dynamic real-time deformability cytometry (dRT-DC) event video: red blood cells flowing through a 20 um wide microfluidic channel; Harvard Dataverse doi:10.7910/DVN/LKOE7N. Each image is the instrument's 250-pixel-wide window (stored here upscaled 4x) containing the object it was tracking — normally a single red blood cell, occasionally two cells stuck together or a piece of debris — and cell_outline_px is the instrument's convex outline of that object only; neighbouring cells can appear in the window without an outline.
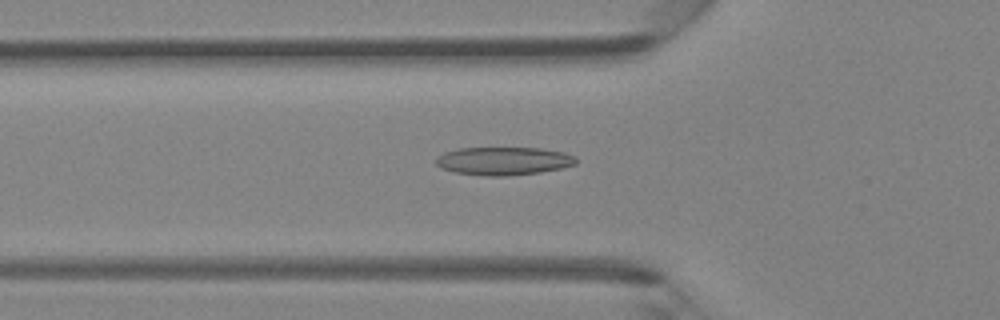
{"species": "Egyptian fruit bat (a non-hibernating species)", "species_latin": "Rousettus aegyptiacus", "temperature_condition": "room temperature", "stored_images_in_passage": 45, "camera_frame_rate_fps": 3000, "um_per_image_px": 0.085, "animal": {"sex": "female"}, "frame": {"image": 1, "passage_image": 14, "time_ms": 4.333, "image_size_px": [1000, 320], "cell_outline_px": [[576, 164], [560, 168], [540, 172], [508, 176], [484, 176], [456, 172], [440, 168], [436, 164], [436, 160], [444, 152], [456, 148], [540, 148], [564, 152], [576, 156]], "centroid_in_image_um": [42.81, 13.68], "position_along_channel_um": 83.0, "area_um2": 22.95}}
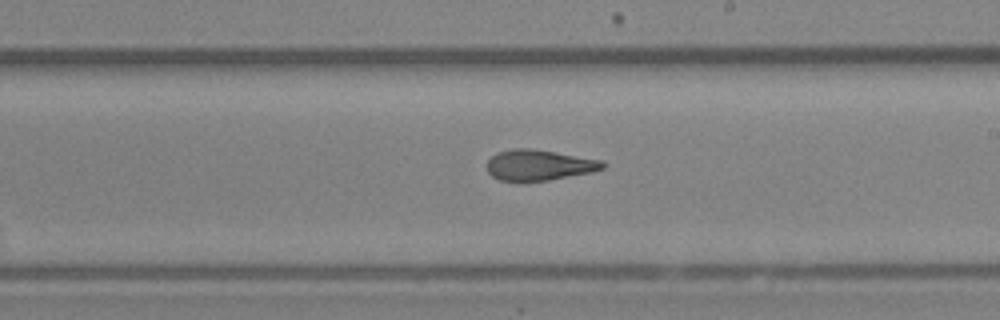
{"frame": {"image": 2, "passage_image": 25, "time_ms": 8.0, "image_size_px": [1000, 320], "cell_outline_px": [[604, 168], [592, 172], [548, 180], [500, 180], [492, 176], [488, 172], [488, 160], [496, 152], [512, 148], [528, 148], [604, 160]], "centroid_in_image_um": [45.82, 14.01], "position_along_channel_um": 243.2, "area_um2": 20.4}}
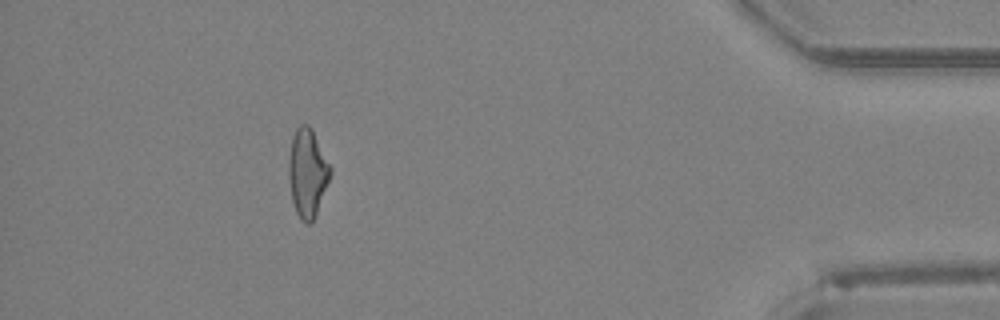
{"frame": {"image": 3, "passage_image": 40, "time_ms": 13.0, "image_size_px": [1000, 320], "cell_outline_px": [[332, 172], [312, 224], [304, 224], [300, 220], [296, 212], [292, 200], [288, 176], [288, 160], [292, 136], [296, 128], [300, 124], [308, 124], [312, 128], [332, 168]], "centroid_in_image_um": [26.12, 14.69], "position_along_channel_um": 409.1, "area_um2": 21.68}}